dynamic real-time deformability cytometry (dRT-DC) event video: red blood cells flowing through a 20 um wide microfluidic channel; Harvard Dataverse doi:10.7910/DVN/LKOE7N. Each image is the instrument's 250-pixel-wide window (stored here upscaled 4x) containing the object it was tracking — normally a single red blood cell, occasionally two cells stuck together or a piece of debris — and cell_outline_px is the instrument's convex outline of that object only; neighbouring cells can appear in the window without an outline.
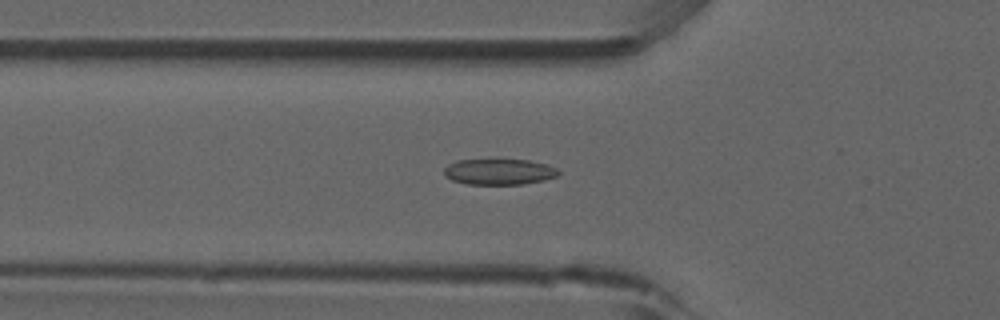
{"species": "common noctule bat (a hibernating species)", "species_latin": "Nyctalus noctula", "temperature_condition": "room temperature", "stored_images_in_passage": 41, "camera_frame_rate_fps": 3000, "um_per_image_px": 0.085, "animal": {"sex": "male", "forearm_length_mm": 52.5}, "frame": {"image": 1, "passage_image": 6, "time_ms": 1.667, "image_size_px": [1000, 320], "cell_outline_px": [[560, 172], [556, 176], [544, 180], [524, 184], [464, 184], [452, 180], [444, 176], [444, 168], [448, 164], [456, 160], [528, 160], [544, 164], [556, 168]], "centroid_in_image_um": [42.38, 14.61], "position_along_channel_um": 83.4, "area_um2": 17.17}}
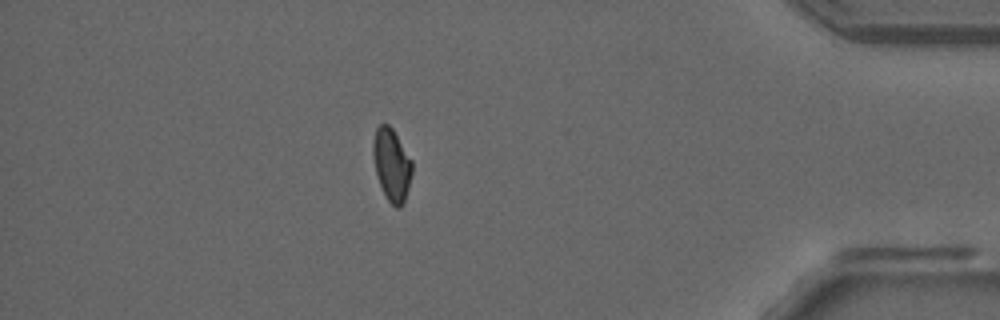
{"frame": {"image": 2, "passage_image": 34, "time_ms": 11.0, "image_size_px": [1000, 320], "cell_outline_px": [[412, 172], [404, 204], [400, 208], [396, 208], [388, 200], [380, 184], [376, 172], [372, 156], [372, 144], [376, 128], [380, 124], [388, 124], [392, 128], [412, 160]], "centroid_in_image_um": [33.29, 14.0], "position_along_channel_um": 401.9, "area_um2": 16.42}}
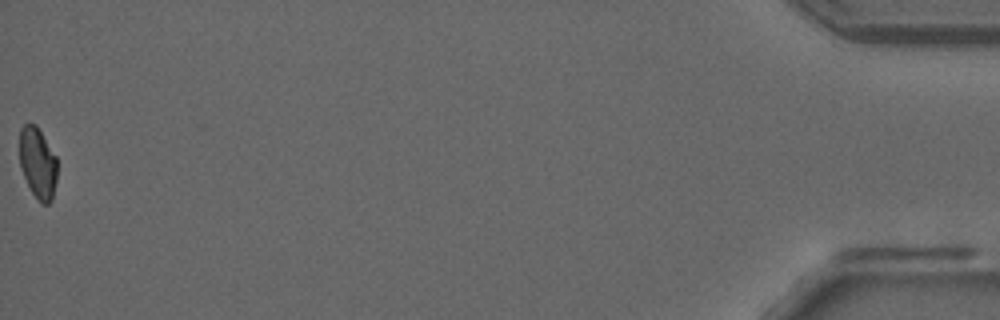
{"frame": {"image": 3, "passage_image": 41, "time_ms": 13.333, "image_size_px": [1000, 320], "cell_outline_px": [[56, 180], [52, 200], [48, 204], [40, 204], [32, 192], [24, 176], [20, 164], [20, 128], [24, 124], [36, 124], [56, 156]], "centroid_in_image_um": [3.21, 13.86], "position_along_channel_um": 432.0, "area_um2": 15.49}, "authors_computed_cell_mechanics": {"area_um2": 16.6464, "velocity_mm_per_s": 3.8637, "shape_relaxation_time_tau1_ms": 10.6959, "shape_relaxation_time_tau2_ms": 2.9254, "deformation_change_tau1": 0.1845, "deformation_change_tau2": 0.0767}}